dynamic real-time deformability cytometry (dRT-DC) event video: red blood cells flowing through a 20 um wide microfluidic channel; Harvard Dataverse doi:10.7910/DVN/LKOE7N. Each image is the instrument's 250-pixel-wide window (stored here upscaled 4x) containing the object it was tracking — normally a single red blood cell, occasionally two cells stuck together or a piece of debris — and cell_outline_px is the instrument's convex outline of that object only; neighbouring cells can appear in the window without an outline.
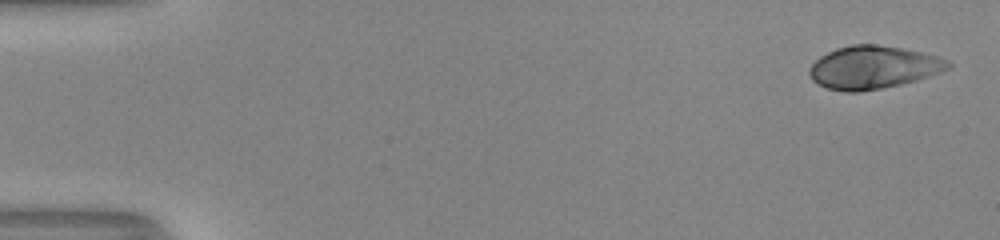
{"species": "human", "species_latin": "Homo sapiens", "temperature_condition": "room temperature", "stored_images_in_passage": 51, "camera_frame_rate_fps": 3000, "um_per_image_px": 0.085, "donor": {"sex": "male"}, "frame": {"image": 1, "passage_image": 1, "time_ms": 0.0, "image_size_px": [1000, 240], "cell_outline_px": [[952, 68], [916, 80], [900, 84], [860, 92], [844, 92], [828, 88], [816, 84], [812, 80], [808, 72], [808, 68], [820, 56], [836, 48], [852, 44], [876, 44], [924, 52], [940, 56], [948, 60], [952, 64]], "centroid_in_image_um": [74.23, 5.72], "position_along_channel_um": 10.8, "area_um2": 34.85}}
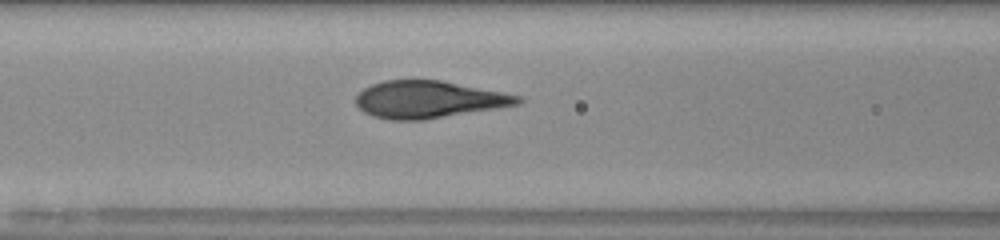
{"frame": {"image": 2, "passage_image": 22, "time_ms": 7.0, "image_size_px": [1000, 240], "cell_outline_px": [[524, 100], [520, 104], [424, 120], [388, 120], [372, 116], [364, 112], [356, 104], [356, 96], [364, 88], [372, 84], [384, 80], [440, 80], [524, 96]], "centroid_in_image_um": [36.45, 8.46], "position_along_channel_um": 130.2, "area_um2": 35.14}}
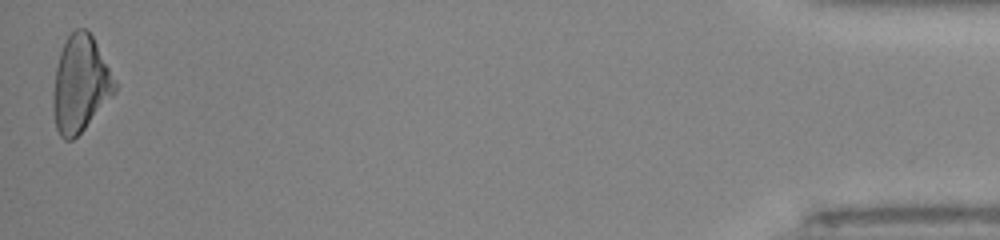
{"frame": {"image": 3, "passage_image": 51, "time_ms": 16.667, "image_size_px": [1000, 240], "cell_outline_px": [[116, 92], [84, 128], [72, 140], [64, 140], [60, 136], [56, 128], [52, 108], [52, 96], [56, 68], [60, 52], [68, 36], [76, 28], [84, 28], [92, 36], [116, 84]], "centroid_in_image_um": [6.79, 7.17], "position_along_channel_um": 428.4, "area_um2": 33.99}}